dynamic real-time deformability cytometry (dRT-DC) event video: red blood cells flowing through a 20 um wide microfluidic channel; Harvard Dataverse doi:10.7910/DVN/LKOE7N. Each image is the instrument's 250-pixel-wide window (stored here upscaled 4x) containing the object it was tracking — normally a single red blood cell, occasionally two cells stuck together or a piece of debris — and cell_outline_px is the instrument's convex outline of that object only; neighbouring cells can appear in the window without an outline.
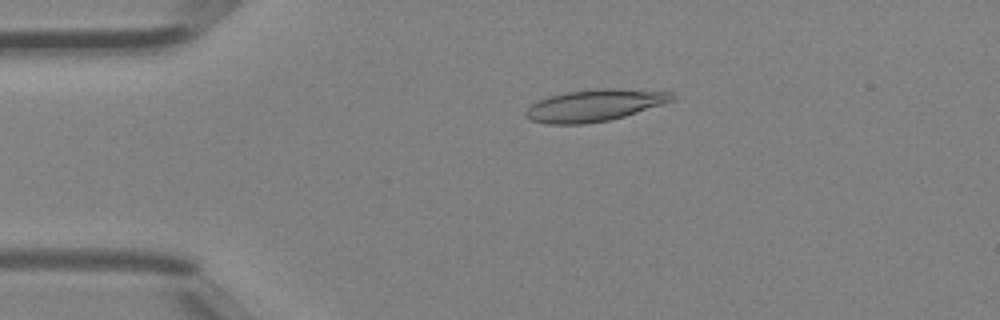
{"species": "Egyptian fruit bat (a non-hibernating species)", "species_latin": "Rousettus aegyptiacus", "temperature_condition": "room temperature", "stored_images_in_passage": 41, "camera_frame_rate_fps": 3000, "um_per_image_px": 0.085, "animal": {"sex": "female"}, "frame": {"image": 1, "passage_image": 5, "time_ms": 1.333, "image_size_px": [1000, 320], "cell_outline_px": [[676, 96], [672, 100], [624, 116], [608, 120], [584, 124], [548, 124], [532, 120], [524, 112], [532, 104], [548, 96], [568, 92], [596, 88], [616, 88], [672, 92]], "centroid_in_image_um": [50.52, 8.94], "position_along_channel_um": 34.5, "area_um2": 26.7}}
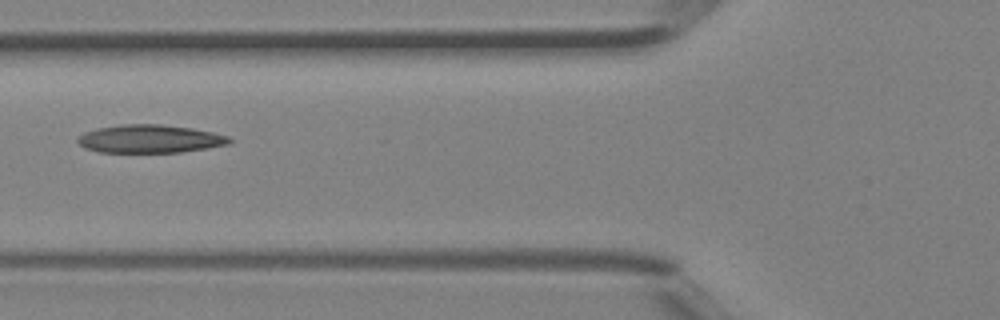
{"frame": {"image": 2, "passage_image": 13, "time_ms": 4.0, "image_size_px": [1000, 320], "cell_outline_px": [[232, 140], [228, 144], [180, 152], [100, 152], [84, 148], [76, 140], [84, 132], [96, 128], [120, 124], [160, 124], [192, 128], [212, 132], [228, 136]], "centroid_in_image_um": [12.7, 11.79], "position_along_channel_um": 113.1, "area_um2": 24.74}}
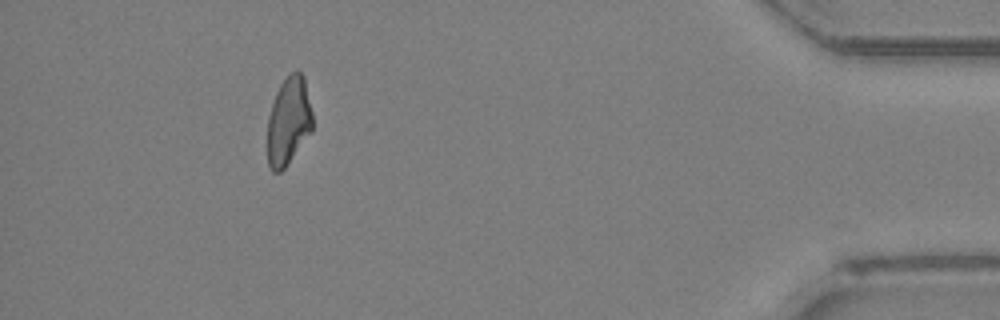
{"frame": {"image": 3, "passage_image": 37, "time_ms": 12.0, "image_size_px": [1000, 320], "cell_outline_px": [[312, 132], [284, 168], [280, 172], [272, 172], [268, 164], [268, 116], [276, 92], [280, 84], [296, 68], [304, 76], [312, 112]], "centroid_in_image_um": [24.54, 10.29], "position_along_channel_um": 410.7, "area_um2": 23.12}}